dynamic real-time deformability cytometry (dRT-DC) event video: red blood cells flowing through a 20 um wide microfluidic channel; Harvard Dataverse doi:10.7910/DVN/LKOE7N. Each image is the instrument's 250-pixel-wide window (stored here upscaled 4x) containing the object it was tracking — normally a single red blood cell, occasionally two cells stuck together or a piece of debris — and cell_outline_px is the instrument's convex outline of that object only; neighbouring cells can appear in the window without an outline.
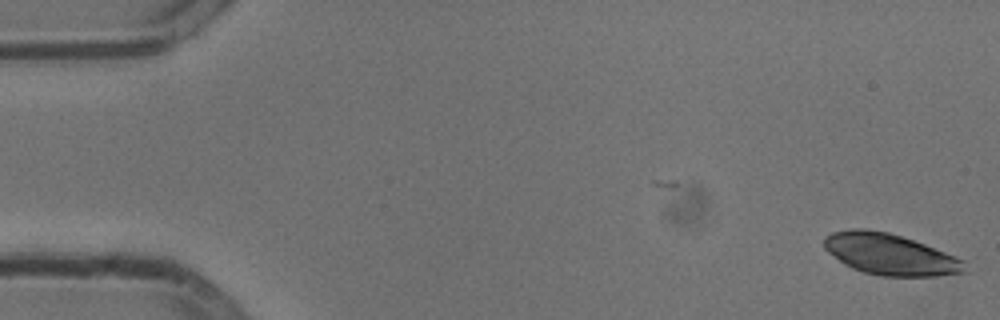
{"species": "common noctule bat (a hibernating species)", "species_latin": "Nyctalus noctula", "temperature_condition": "cold", "stored_images_in_passage": 19, "camera_frame_rate_fps": 3000, "um_per_image_px": 0.085, "animal": {"sex": "male", "body_mass_g": 13.3}, "frame": {"image": 1, "passage_image": 1, "time_ms": 0.0, "image_size_px": [1000, 320], "cell_outline_px": [[968, 272], [936, 276], [880, 276], [864, 272], [852, 268], [844, 264], [828, 252], [824, 248], [824, 236], [832, 232], [852, 228], [864, 228], [888, 232], [924, 244], [956, 256], [964, 260]], "centroid_in_image_um": [75.65, 21.62], "position_along_channel_um": 9.4, "area_um2": 33.81}}